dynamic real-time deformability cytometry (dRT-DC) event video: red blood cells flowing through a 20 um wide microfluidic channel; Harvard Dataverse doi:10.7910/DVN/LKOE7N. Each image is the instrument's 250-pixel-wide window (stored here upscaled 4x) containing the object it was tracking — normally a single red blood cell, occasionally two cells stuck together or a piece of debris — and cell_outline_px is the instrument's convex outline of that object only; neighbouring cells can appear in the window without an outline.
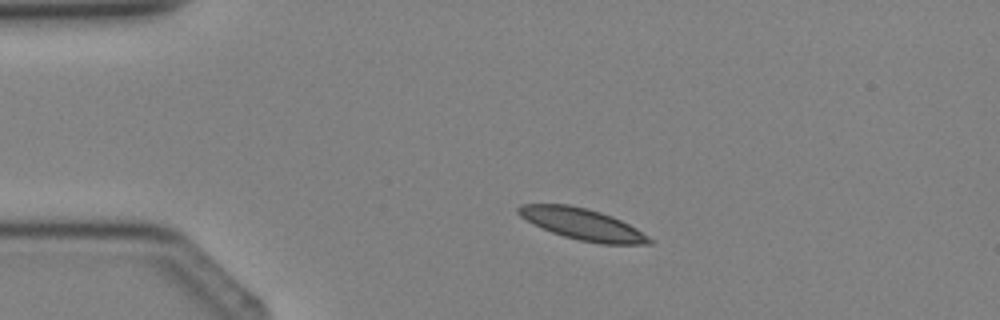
{"species": "Egyptian fruit bat (a non-hibernating species)", "species_latin": "Rousettus aegyptiacus", "temperature_condition": "cold", "stored_images_in_passage": 2, "camera_frame_rate_fps": 3000, "um_per_image_px": 0.085, "animal": {"sex": "female"}, "frame": {"image": 1, "passage_image": 1, "time_ms": 0.0, "image_size_px": [1000, 320], "cell_outline_px": [[652, 244], [600, 244], [580, 240], [564, 236], [552, 232], [520, 216], [516, 212], [516, 208], [520, 204], [568, 204], [588, 208], [612, 216], [636, 228], [648, 236], [652, 240]], "centroid_in_image_um": [49.51, 19.04], "position_along_channel_um": 35.5, "area_um2": 23.7}}